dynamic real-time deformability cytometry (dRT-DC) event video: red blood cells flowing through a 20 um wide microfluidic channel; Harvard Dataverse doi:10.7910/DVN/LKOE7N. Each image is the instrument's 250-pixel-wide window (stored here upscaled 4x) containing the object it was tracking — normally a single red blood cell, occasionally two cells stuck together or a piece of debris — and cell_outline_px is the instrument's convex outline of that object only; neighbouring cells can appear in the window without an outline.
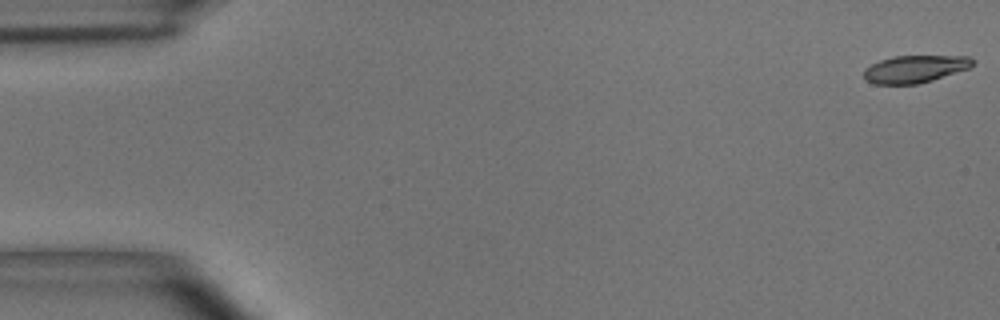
{"species": "common noctule bat (a hibernating species)", "species_latin": "Nyctalus noctula", "temperature_condition": "room temperature", "stored_images_in_passage": 55, "camera_frame_rate_fps": 3000, "um_per_image_px": 0.085, "animal": {"sex": "male", "body_mass_g": 15.6}, "frame": {"image": 1, "passage_image": 1, "time_ms": 0.0, "image_size_px": [1000, 320], "cell_outline_px": [[976, 60], [968, 68], [932, 80], [916, 84], [876, 84], [868, 80], [864, 76], [864, 68], [880, 60], [896, 56], [968, 56]], "centroid_in_image_um": [77.77, 5.85], "position_along_channel_um": 7.2, "area_um2": 17.11}}
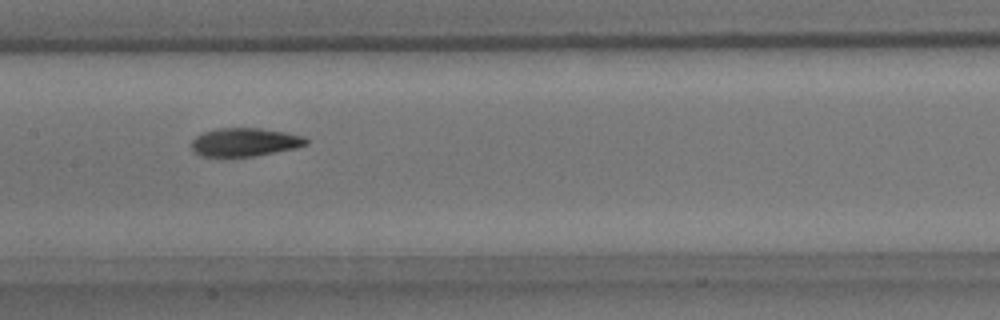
{"frame": {"image": 2, "passage_image": 27, "time_ms": 8.667, "image_size_px": [1000, 320], "cell_outline_px": [[308, 144], [296, 148], [256, 156], [200, 156], [192, 148], [192, 140], [196, 136], [204, 132], [216, 128], [260, 128], [284, 132], [304, 136], [308, 140]], "centroid_in_image_um": [20.83, 12.08], "position_along_channel_um": 186.6, "area_um2": 18.9}}
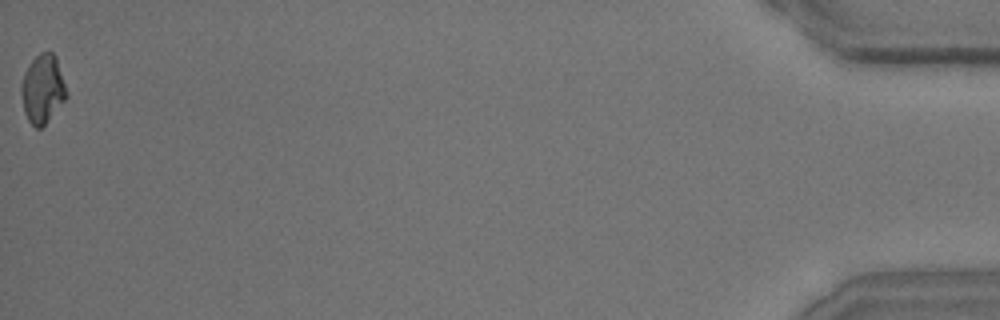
{"frame": {"image": 3, "passage_image": 55, "time_ms": 18.0, "image_size_px": [1000, 320], "cell_outline_px": [[68, 96], [44, 124], [40, 128], [36, 128], [28, 120], [24, 112], [20, 92], [20, 88], [24, 72], [32, 60], [40, 52], [52, 52], [56, 56]], "centroid_in_image_um": [3.6, 7.55], "position_along_channel_um": 431.6, "area_um2": 17.86}, "authors_computed_cell_mechanics": {"area_um2": 18.7272, "velocity_mm_per_s": 3.6431, "shape_relaxation_time_tau1_ms": 4.1543, "shape_relaxation_time_tau2_ms": 4.3576, "deformation_change_tau1": 0.1596, "deformation_change_tau2": 0.1065}}